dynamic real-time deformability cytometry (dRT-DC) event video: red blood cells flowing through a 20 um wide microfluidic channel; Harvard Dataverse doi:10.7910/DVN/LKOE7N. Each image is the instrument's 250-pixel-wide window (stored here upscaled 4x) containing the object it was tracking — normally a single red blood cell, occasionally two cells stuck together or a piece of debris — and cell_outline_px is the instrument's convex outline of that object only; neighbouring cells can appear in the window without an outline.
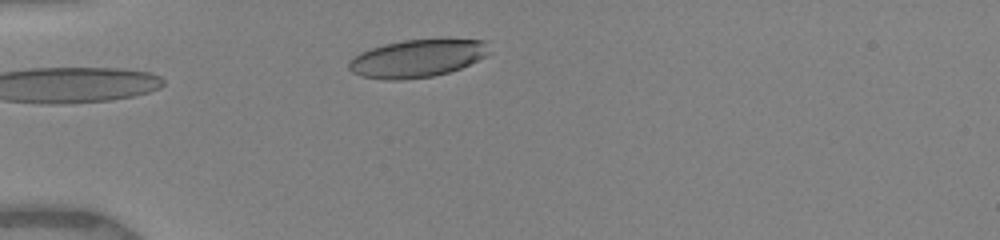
{"species": "human", "species_latin": "Homo sapiens", "temperature_condition": "warm", "stored_images_in_passage": 2, "camera_frame_rate_fps": 3000, "um_per_image_px": 0.085, "donor": {"sex": "female"}, "frame": {"image": 1, "passage_image": 2, "time_ms": 1.0, "image_size_px": [1000, 240], "cell_outline_px": [[492, 52], [460, 68], [448, 72], [432, 76], [400, 80], [388, 80], [360, 76], [352, 72], [348, 68], [348, 64], [360, 52], [384, 44], [404, 40], [440, 36], [444, 36], [488, 40]], "centroid_in_image_um": [35.57, 4.9], "position_along_channel_um": 49.4, "area_um2": 31.79}}